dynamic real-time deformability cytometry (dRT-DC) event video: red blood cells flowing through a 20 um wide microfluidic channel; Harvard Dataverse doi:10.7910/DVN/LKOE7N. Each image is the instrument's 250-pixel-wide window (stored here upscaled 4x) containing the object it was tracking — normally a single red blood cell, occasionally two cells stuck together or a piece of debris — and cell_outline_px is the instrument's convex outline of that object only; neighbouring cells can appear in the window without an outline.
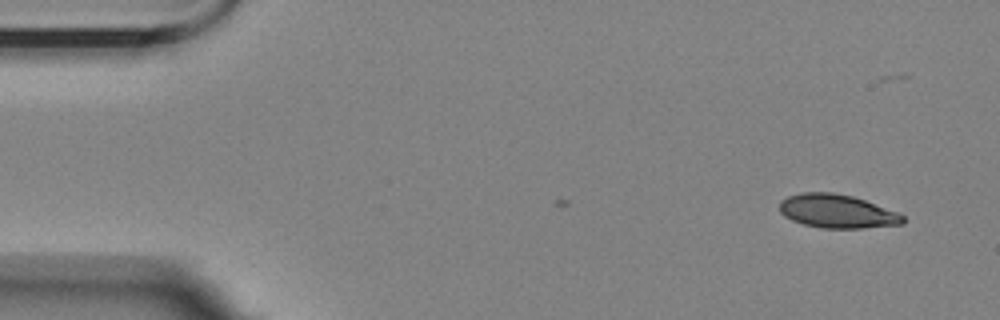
{"species": "Egyptian fruit bat (a non-hibernating species)", "species_latin": "Rousettus aegyptiacus", "temperature_condition": "room temperature", "stored_images_in_passage": 5, "camera_frame_rate_fps": 3000, "um_per_image_px": 0.085, "animal": {"sex": "female"}, "frame": {"image": 1, "passage_image": 5, "time_ms": 1.333, "image_size_px": [1000, 320], "cell_outline_px": [[904, 224], [864, 228], [820, 228], [804, 224], [792, 220], [784, 216], [780, 212], [780, 200], [788, 196], [804, 192], [832, 192], [852, 196], [864, 200], [896, 212], [904, 216]], "centroid_in_image_um": [71.13, 17.96], "position_along_channel_um": 13.9, "area_um2": 24.04}}